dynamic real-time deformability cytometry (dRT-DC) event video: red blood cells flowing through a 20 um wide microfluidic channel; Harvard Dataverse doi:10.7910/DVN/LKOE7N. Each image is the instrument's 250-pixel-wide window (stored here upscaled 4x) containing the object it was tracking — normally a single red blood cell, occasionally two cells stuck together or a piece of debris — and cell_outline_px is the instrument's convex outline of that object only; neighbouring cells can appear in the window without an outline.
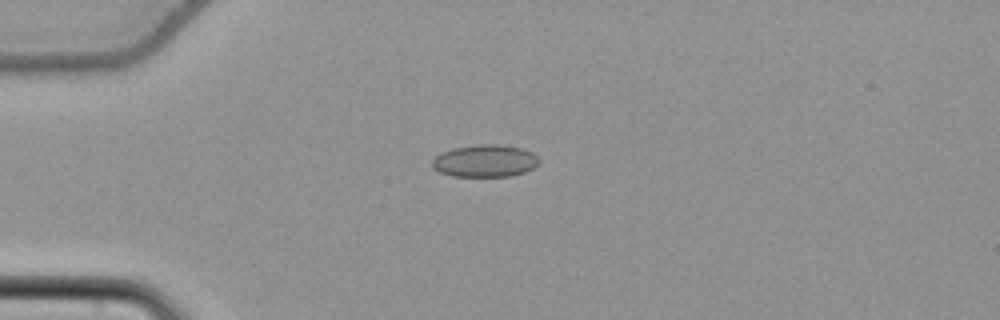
{"species": "common noctule bat (a hibernating species)", "species_latin": "Nyctalus noctula", "temperature_condition": "cold", "stored_images_in_passage": 41, "camera_frame_rate_fps": 3000, "um_per_image_px": 0.085, "animal": {"sex": "female", "body_mass_g": 22.7, "forearm_length_mm": 54.2}, "frame": {"image": 1, "passage_image": 1, "time_ms": 0.0, "image_size_px": [1000, 320], "cell_outline_px": [[540, 160], [532, 168], [524, 172], [508, 176], [452, 176], [440, 172], [432, 168], [432, 160], [436, 156], [452, 148], [480, 144], [496, 144], [520, 148], [532, 152]], "centroid_in_image_um": [41.2, 13.67], "position_along_channel_um": 43.8, "area_um2": 19.88}}
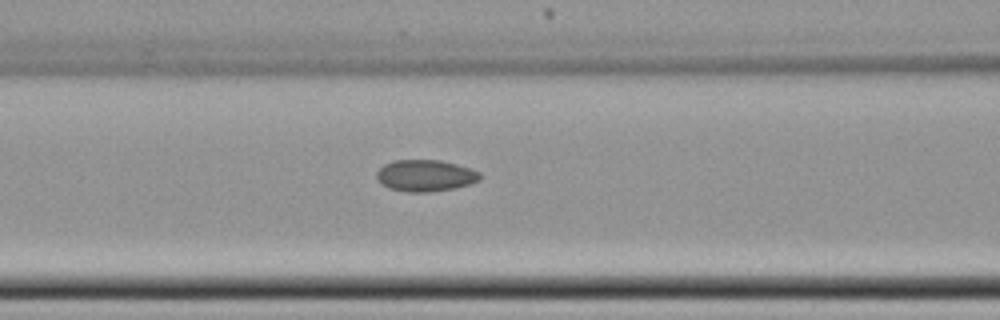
{"frame": {"image": 2, "passage_image": 10, "time_ms": 3.0, "image_size_px": [1000, 320], "cell_outline_px": [[480, 180], [456, 188], [428, 192], [408, 192], [388, 188], [380, 184], [376, 176], [376, 172], [384, 164], [396, 160], [440, 160], [456, 164], [480, 172]], "centroid_in_image_um": [36.12, 14.93], "position_along_channel_um": 130.5, "area_um2": 19.02}}
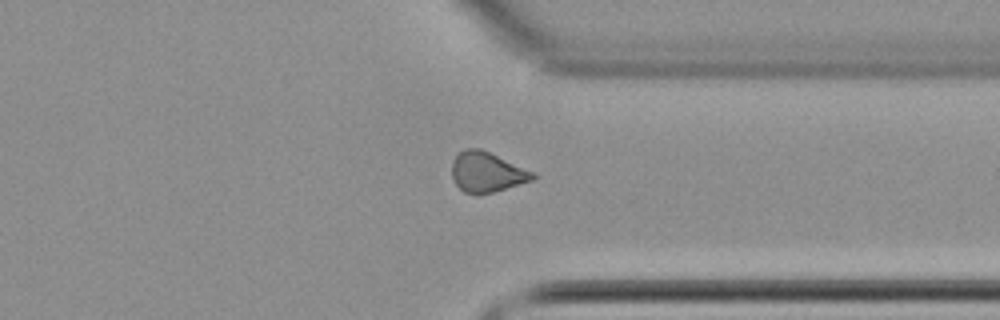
{"frame": {"image": 3, "passage_image": 29, "time_ms": 9.333, "image_size_px": [1000, 320], "cell_outline_px": [[536, 176], [532, 180], [492, 192], [464, 192], [452, 180], [452, 160], [464, 148], [480, 148], [536, 172]], "centroid_in_image_um": [41.39, 14.59], "position_along_channel_um": 370.0, "area_um2": 18.67}, "authors_computed_cell_mechanics": {"area_um2": 18.6694, "velocity_mm_per_s": 3.7818, "shape_relaxation_time_tau1_ms": null, "shape_relaxation_time_tau2_ms": 3.5552, "deformation_change_tau1": null, "deformation_change_tau2": 0.073}}